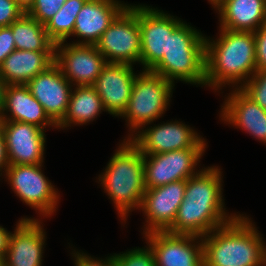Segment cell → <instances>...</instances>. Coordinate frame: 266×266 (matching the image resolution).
I'll list each match as a JSON object with an SVG mask.
<instances>
[{
  "mask_svg": "<svg viewBox=\"0 0 266 266\" xmlns=\"http://www.w3.org/2000/svg\"><path fill=\"white\" fill-rule=\"evenodd\" d=\"M44 219L25 216L13 227L4 258L5 266H42L47 232Z\"/></svg>",
  "mask_w": 266,
  "mask_h": 266,
  "instance_id": "12",
  "label": "cell"
},
{
  "mask_svg": "<svg viewBox=\"0 0 266 266\" xmlns=\"http://www.w3.org/2000/svg\"><path fill=\"white\" fill-rule=\"evenodd\" d=\"M105 110L102 99L92 85L73 86L67 111L57 130L71 129L95 122Z\"/></svg>",
  "mask_w": 266,
  "mask_h": 266,
  "instance_id": "24",
  "label": "cell"
},
{
  "mask_svg": "<svg viewBox=\"0 0 266 266\" xmlns=\"http://www.w3.org/2000/svg\"><path fill=\"white\" fill-rule=\"evenodd\" d=\"M9 158V165L43 164L46 152V130L24 122L0 120Z\"/></svg>",
  "mask_w": 266,
  "mask_h": 266,
  "instance_id": "16",
  "label": "cell"
},
{
  "mask_svg": "<svg viewBox=\"0 0 266 266\" xmlns=\"http://www.w3.org/2000/svg\"><path fill=\"white\" fill-rule=\"evenodd\" d=\"M141 236L152 249L156 266H203L202 237L168 231Z\"/></svg>",
  "mask_w": 266,
  "mask_h": 266,
  "instance_id": "13",
  "label": "cell"
},
{
  "mask_svg": "<svg viewBox=\"0 0 266 266\" xmlns=\"http://www.w3.org/2000/svg\"><path fill=\"white\" fill-rule=\"evenodd\" d=\"M11 233L12 231L7 230L6 227L0 224V257L5 258L6 256Z\"/></svg>",
  "mask_w": 266,
  "mask_h": 266,
  "instance_id": "35",
  "label": "cell"
},
{
  "mask_svg": "<svg viewBox=\"0 0 266 266\" xmlns=\"http://www.w3.org/2000/svg\"><path fill=\"white\" fill-rule=\"evenodd\" d=\"M113 256L117 266H156L154 253L147 243L144 247L113 253Z\"/></svg>",
  "mask_w": 266,
  "mask_h": 266,
  "instance_id": "27",
  "label": "cell"
},
{
  "mask_svg": "<svg viewBox=\"0 0 266 266\" xmlns=\"http://www.w3.org/2000/svg\"><path fill=\"white\" fill-rule=\"evenodd\" d=\"M7 85L8 84L6 82H4V80L0 77V113H1V111L3 109L5 91H6Z\"/></svg>",
  "mask_w": 266,
  "mask_h": 266,
  "instance_id": "36",
  "label": "cell"
},
{
  "mask_svg": "<svg viewBox=\"0 0 266 266\" xmlns=\"http://www.w3.org/2000/svg\"><path fill=\"white\" fill-rule=\"evenodd\" d=\"M31 94L44 107L49 118L58 125L64 118L73 85L54 63L26 84Z\"/></svg>",
  "mask_w": 266,
  "mask_h": 266,
  "instance_id": "20",
  "label": "cell"
},
{
  "mask_svg": "<svg viewBox=\"0 0 266 266\" xmlns=\"http://www.w3.org/2000/svg\"><path fill=\"white\" fill-rule=\"evenodd\" d=\"M203 136L180 119H171L142 126L128 140L143 155H154L180 149L208 148Z\"/></svg>",
  "mask_w": 266,
  "mask_h": 266,
  "instance_id": "8",
  "label": "cell"
},
{
  "mask_svg": "<svg viewBox=\"0 0 266 266\" xmlns=\"http://www.w3.org/2000/svg\"><path fill=\"white\" fill-rule=\"evenodd\" d=\"M106 62L140 65L141 31L138 14L128 5L95 44Z\"/></svg>",
  "mask_w": 266,
  "mask_h": 266,
  "instance_id": "10",
  "label": "cell"
},
{
  "mask_svg": "<svg viewBox=\"0 0 266 266\" xmlns=\"http://www.w3.org/2000/svg\"><path fill=\"white\" fill-rule=\"evenodd\" d=\"M187 180L172 182L152 189H146L141 208L144 225L141 234L166 231L174 222L178 208L184 200Z\"/></svg>",
  "mask_w": 266,
  "mask_h": 266,
  "instance_id": "15",
  "label": "cell"
},
{
  "mask_svg": "<svg viewBox=\"0 0 266 266\" xmlns=\"http://www.w3.org/2000/svg\"><path fill=\"white\" fill-rule=\"evenodd\" d=\"M205 37L201 30L183 21L168 34L167 54L151 72L174 85L181 82L205 87Z\"/></svg>",
  "mask_w": 266,
  "mask_h": 266,
  "instance_id": "5",
  "label": "cell"
},
{
  "mask_svg": "<svg viewBox=\"0 0 266 266\" xmlns=\"http://www.w3.org/2000/svg\"><path fill=\"white\" fill-rule=\"evenodd\" d=\"M16 49L12 30L8 27H0V65Z\"/></svg>",
  "mask_w": 266,
  "mask_h": 266,
  "instance_id": "33",
  "label": "cell"
},
{
  "mask_svg": "<svg viewBox=\"0 0 266 266\" xmlns=\"http://www.w3.org/2000/svg\"><path fill=\"white\" fill-rule=\"evenodd\" d=\"M87 0H66L58 12L45 24L49 38L55 43L72 40L76 17Z\"/></svg>",
  "mask_w": 266,
  "mask_h": 266,
  "instance_id": "26",
  "label": "cell"
},
{
  "mask_svg": "<svg viewBox=\"0 0 266 266\" xmlns=\"http://www.w3.org/2000/svg\"><path fill=\"white\" fill-rule=\"evenodd\" d=\"M256 43V71L266 70V24L254 32Z\"/></svg>",
  "mask_w": 266,
  "mask_h": 266,
  "instance_id": "32",
  "label": "cell"
},
{
  "mask_svg": "<svg viewBox=\"0 0 266 266\" xmlns=\"http://www.w3.org/2000/svg\"><path fill=\"white\" fill-rule=\"evenodd\" d=\"M0 120L30 123L44 130L57 129L26 84L7 85Z\"/></svg>",
  "mask_w": 266,
  "mask_h": 266,
  "instance_id": "21",
  "label": "cell"
},
{
  "mask_svg": "<svg viewBox=\"0 0 266 266\" xmlns=\"http://www.w3.org/2000/svg\"><path fill=\"white\" fill-rule=\"evenodd\" d=\"M44 164L9 165L2 177L14 195L35 210L37 219H51L61 201V191L46 177Z\"/></svg>",
  "mask_w": 266,
  "mask_h": 266,
  "instance_id": "7",
  "label": "cell"
},
{
  "mask_svg": "<svg viewBox=\"0 0 266 266\" xmlns=\"http://www.w3.org/2000/svg\"><path fill=\"white\" fill-rule=\"evenodd\" d=\"M129 5L121 0H87L79 11L73 44L95 45L115 18ZM75 40V41H74Z\"/></svg>",
  "mask_w": 266,
  "mask_h": 266,
  "instance_id": "19",
  "label": "cell"
},
{
  "mask_svg": "<svg viewBox=\"0 0 266 266\" xmlns=\"http://www.w3.org/2000/svg\"><path fill=\"white\" fill-rule=\"evenodd\" d=\"M240 89L266 110V70L256 71Z\"/></svg>",
  "mask_w": 266,
  "mask_h": 266,
  "instance_id": "28",
  "label": "cell"
},
{
  "mask_svg": "<svg viewBox=\"0 0 266 266\" xmlns=\"http://www.w3.org/2000/svg\"><path fill=\"white\" fill-rule=\"evenodd\" d=\"M175 86L158 74L140 69L127 107L118 117L125 120V126L128 128L127 135L121 139H129L142 126L163 119L166 111L170 109Z\"/></svg>",
  "mask_w": 266,
  "mask_h": 266,
  "instance_id": "6",
  "label": "cell"
},
{
  "mask_svg": "<svg viewBox=\"0 0 266 266\" xmlns=\"http://www.w3.org/2000/svg\"><path fill=\"white\" fill-rule=\"evenodd\" d=\"M120 141L95 182L113 203L123 228L130 214L140 210L146 187L143 154L128 139Z\"/></svg>",
  "mask_w": 266,
  "mask_h": 266,
  "instance_id": "4",
  "label": "cell"
},
{
  "mask_svg": "<svg viewBox=\"0 0 266 266\" xmlns=\"http://www.w3.org/2000/svg\"><path fill=\"white\" fill-rule=\"evenodd\" d=\"M207 148H188L154 155H143L146 189L187 180L196 175Z\"/></svg>",
  "mask_w": 266,
  "mask_h": 266,
  "instance_id": "11",
  "label": "cell"
},
{
  "mask_svg": "<svg viewBox=\"0 0 266 266\" xmlns=\"http://www.w3.org/2000/svg\"><path fill=\"white\" fill-rule=\"evenodd\" d=\"M222 94L219 120L227 126L240 129L249 134L259 143L266 144V110L254 102L241 89H227Z\"/></svg>",
  "mask_w": 266,
  "mask_h": 266,
  "instance_id": "17",
  "label": "cell"
},
{
  "mask_svg": "<svg viewBox=\"0 0 266 266\" xmlns=\"http://www.w3.org/2000/svg\"><path fill=\"white\" fill-rule=\"evenodd\" d=\"M0 266H5L3 257H0Z\"/></svg>",
  "mask_w": 266,
  "mask_h": 266,
  "instance_id": "39",
  "label": "cell"
},
{
  "mask_svg": "<svg viewBox=\"0 0 266 266\" xmlns=\"http://www.w3.org/2000/svg\"><path fill=\"white\" fill-rule=\"evenodd\" d=\"M138 14L141 31L142 71H151L167 54L168 34H171L184 20L167 11L141 3H129Z\"/></svg>",
  "mask_w": 266,
  "mask_h": 266,
  "instance_id": "9",
  "label": "cell"
},
{
  "mask_svg": "<svg viewBox=\"0 0 266 266\" xmlns=\"http://www.w3.org/2000/svg\"><path fill=\"white\" fill-rule=\"evenodd\" d=\"M17 50L55 51V43L49 38L45 25L26 12L9 26Z\"/></svg>",
  "mask_w": 266,
  "mask_h": 266,
  "instance_id": "25",
  "label": "cell"
},
{
  "mask_svg": "<svg viewBox=\"0 0 266 266\" xmlns=\"http://www.w3.org/2000/svg\"><path fill=\"white\" fill-rule=\"evenodd\" d=\"M244 214L202 237L203 266L266 265V240Z\"/></svg>",
  "mask_w": 266,
  "mask_h": 266,
  "instance_id": "3",
  "label": "cell"
},
{
  "mask_svg": "<svg viewBox=\"0 0 266 266\" xmlns=\"http://www.w3.org/2000/svg\"><path fill=\"white\" fill-rule=\"evenodd\" d=\"M211 4L212 10L215 9L223 0H207Z\"/></svg>",
  "mask_w": 266,
  "mask_h": 266,
  "instance_id": "38",
  "label": "cell"
},
{
  "mask_svg": "<svg viewBox=\"0 0 266 266\" xmlns=\"http://www.w3.org/2000/svg\"><path fill=\"white\" fill-rule=\"evenodd\" d=\"M70 248L71 260L74 266H117L114 260L113 253L108 254L106 257H94L83 250L76 249L71 243H68ZM73 247V248H72Z\"/></svg>",
  "mask_w": 266,
  "mask_h": 266,
  "instance_id": "30",
  "label": "cell"
},
{
  "mask_svg": "<svg viewBox=\"0 0 266 266\" xmlns=\"http://www.w3.org/2000/svg\"><path fill=\"white\" fill-rule=\"evenodd\" d=\"M66 0H35L26 12L39 23L45 25L56 12L60 10Z\"/></svg>",
  "mask_w": 266,
  "mask_h": 266,
  "instance_id": "29",
  "label": "cell"
},
{
  "mask_svg": "<svg viewBox=\"0 0 266 266\" xmlns=\"http://www.w3.org/2000/svg\"><path fill=\"white\" fill-rule=\"evenodd\" d=\"M216 37H205V87L220 96L223 89H240L256 72L253 31L218 28Z\"/></svg>",
  "mask_w": 266,
  "mask_h": 266,
  "instance_id": "2",
  "label": "cell"
},
{
  "mask_svg": "<svg viewBox=\"0 0 266 266\" xmlns=\"http://www.w3.org/2000/svg\"><path fill=\"white\" fill-rule=\"evenodd\" d=\"M16 1L25 12H27L35 3V0H16Z\"/></svg>",
  "mask_w": 266,
  "mask_h": 266,
  "instance_id": "37",
  "label": "cell"
},
{
  "mask_svg": "<svg viewBox=\"0 0 266 266\" xmlns=\"http://www.w3.org/2000/svg\"><path fill=\"white\" fill-rule=\"evenodd\" d=\"M222 173L221 166L213 164L204 166L187 179L184 200L173 224L166 231L203 237L240 214L228 212L225 208Z\"/></svg>",
  "mask_w": 266,
  "mask_h": 266,
  "instance_id": "1",
  "label": "cell"
},
{
  "mask_svg": "<svg viewBox=\"0 0 266 266\" xmlns=\"http://www.w3.org/2000/svg\"><path fill=\"white\" fill-rule=\"evenodd\" d=\"M214 10L218 28L255 32L266 24V0H223Z\"/></svg>",
  "mask_w": 266,
  "mask_h": 266,
  "instance_id": "22",
  "label": "cell"
},
{
  "mask_svg": "<svg viewBox=\"0 0 266 266\" xmlns=\"http://www.w3.org/2000/svg\"><path fill=\"white\" fill-rule=\"evenodd\" d=\"M24 13L16 0H0V27L10 26Z\"/></svg>",
  "mask_w": 266,
  "mask_h": 266,
  "instance_id": "31",
  "label": "cell"
},
{
  "mask_svg": "<svg viewBox=\"0 0 266 266\" xmlns=\"http://www.w3.org/2000/svg\"><path fill=\"white\" fill-rule=\"evenodd\" d=\"M137 72L132 65L107 62L92 85L112 117L118 118L126 109Z\"/></svg>",
  "mask_w": 266,
  "mask_h": 266,
  "instance_id": "18",
  "label": "cell"
},
{
  "mask_svg": "<svg viewBox=\"0 0 266 266\" xmlns=\"http://www.w3.org/2000/svg\"><path fill=\"white\" fill-rule=\"evenodd\" d=\"M106 63L95 45L69 41L55 45V64L73 86L93 85Z\"/></svg>",
  "mask_w": 266,
  "mask_h": 266,
  "instance_id": "14",
  "label": "cell"
},
{
  "mask_svg": "<svg viewBox=\"0 0 266 266\" xmlns=\"http://www.w3.org/2000/svg\"><path fill=\"white\" fill-rule=\"evenodd\" d=\"M55 63V51L15 49L0 65V77L8 85L27 84Z\"/></svg>",
  "mask_w": 266,
  "mask_h": 266,
  "instance_id": "23",
  "label": "cell"
},
{
  "mask_svg": "<svg viewBox=\"0 0 266 266\" xmlns=\"http://www.w3.org/2000/svg\"><path fill=\"white\" fill-rule=\"evenodd\" d=\"M9 167V158L6 147V139L2 128L0 127V181Z\"/></svg>",
  "mask_w": 266,
  "mask_h": 266,
  "instance_id": "34",
  "label": "cell"
}]
</instances>
